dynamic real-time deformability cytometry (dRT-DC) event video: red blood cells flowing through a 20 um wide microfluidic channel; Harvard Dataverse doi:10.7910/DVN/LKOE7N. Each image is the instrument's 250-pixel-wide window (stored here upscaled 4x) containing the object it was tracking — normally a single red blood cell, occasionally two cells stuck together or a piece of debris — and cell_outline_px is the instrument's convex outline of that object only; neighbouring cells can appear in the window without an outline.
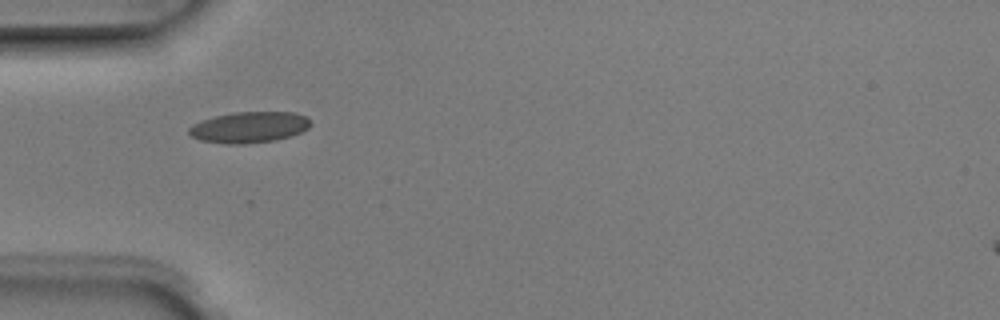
{"species": "Egyptian fruit bat (a non-hibernating species)", "species_latin": "Rousettus aegyptiacus", "temperature_condition": "room temperature", "stored_images_in_passage": 3, "camera_frame_rate_fps": 3000, "um_per_image_px": 0.085, "animal": {"sex": "male"}, "frame": {"image": 1, "passage_image": 1, "time_ms": 0.0, "image_size_px": [1000, 320], "cell_outline_px": [[312, 124], [308, 128], [300, 132], [288, 136], [272, 140], [244, 144], [228, 144], [200, 140], [192, 136], [188, 132], [188, 128], [192, 124], [200, 120], [232, 112], [296, 112], [308, 116]], "centroid_in_image_um": [21.18, 10.8], "position_along_channel_um": 63.8, "area_um2": 22.02}}
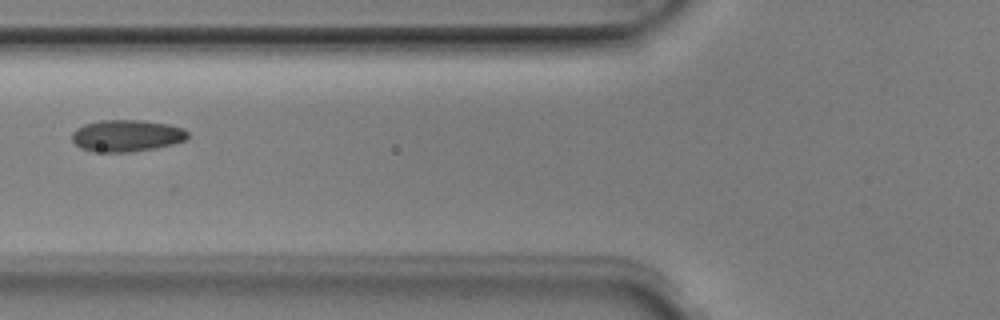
{"frame": {"image": 2, "passage_image": 2, "time_ms": 0.333, "image_size_px": [1000, 320], "cell_outline_px": [[188, 136], [184, 140], [172, 144], [132, 152], [92, 152], [80, 148], [72, 140], [72, 132], [76, 128], [84, 124], [100, 120], [140, 120], [168, 124], [184, 128], [188, 132]], "centroid_in_image_um": [10.73, 11.53], "position_along_channel_um": 115.1, "area_um2": 21.5}}
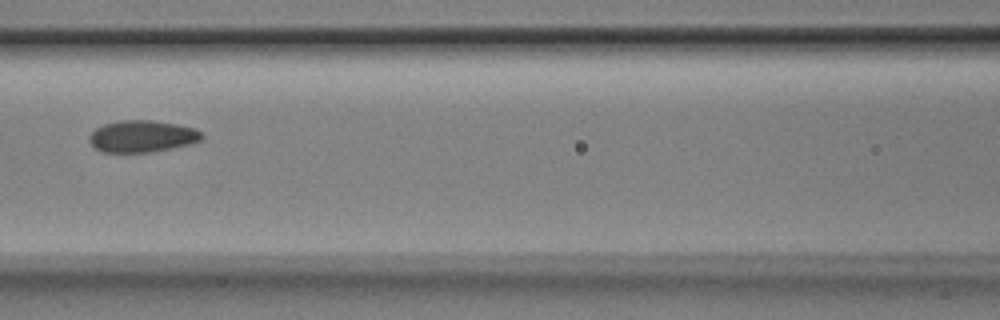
{"frame": {"image": 3, "passage_image": 3, "time_ms": 0.667, "image_size_px": [1000, 320], "cell_outline_px": [[204, 136], [200, 140], [192, 144], [152, 152], [104, 152], [96, 148], [88, 140], [88, 136], [96, 128], [104, 124], [120, 120], [152, 120], [176, 124], [196, 128]], "centroid_in_image_um": [12.1, 11.58], "position_along_channel_um": 154.5, "area_um2": 20.92}}